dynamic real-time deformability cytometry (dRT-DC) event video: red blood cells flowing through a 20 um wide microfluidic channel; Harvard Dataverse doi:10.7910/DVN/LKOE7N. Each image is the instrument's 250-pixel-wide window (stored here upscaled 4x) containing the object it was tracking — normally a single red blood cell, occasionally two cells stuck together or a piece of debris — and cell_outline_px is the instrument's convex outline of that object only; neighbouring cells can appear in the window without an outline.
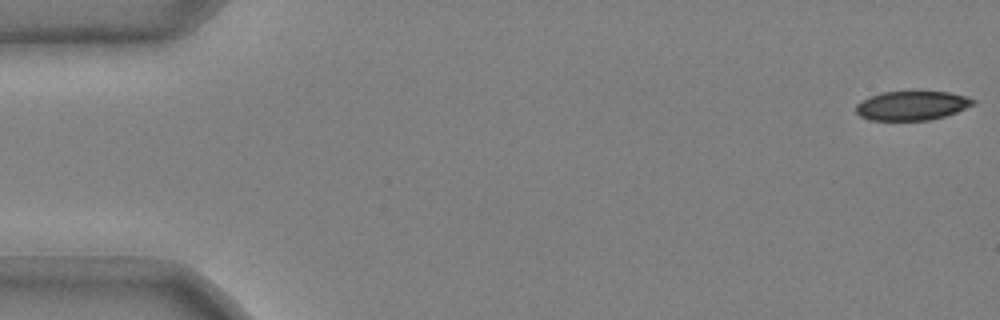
{"species": "common noctule bat (a hibernating species)", "species_latin": "Nyctalus noctula", "temperature_condition": "cold", "stored_images_in_passage": 48, "camera_frame_rate_fps": 3000, "um_per_image_px": 0.085, "animal": {"sex": "male", "body_mass_g": 20.4}, "frame": {"image": 1, "passage_image": 1, "time_ms": 0.0, "image_size_px": [1000, 320], "cell_outline_px": [[976, 104], [956, 112], [944, 116], [928, 120], [868, 120], [860, 116], [856, 112], [856, 104], [872, 96], [884, 92], [948, 92], [964, 96], [976, 100]], "centroid_in_image_um": [77.52, 8.99], "position_along_channel_um": 7.5, "area_um2": 19.65}}
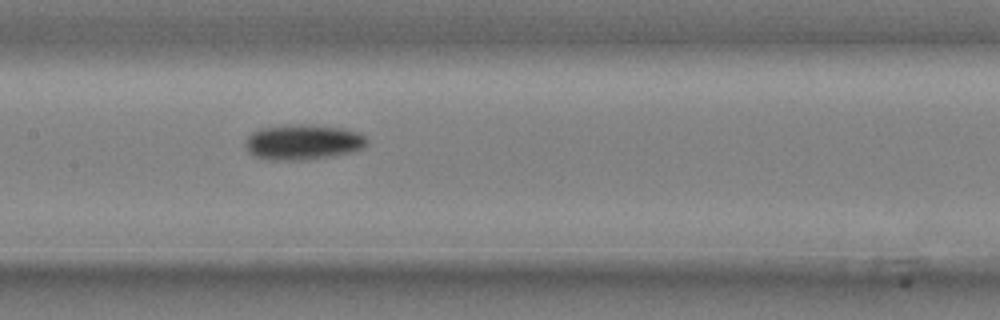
{"frame": {"image": 2, "passage_image": 26, "time_ms": 8.333, "image_size_px": [1000, 320], "cell_outline_px": [[368, 144], [364, 148], [352, 152], [332, 156], [308, 160], [268, 160], [256, 156], [248, 152], [244, 144], [248, 136], [252, 132], [260, 128], [284, 124], [308, 124], [344, 128], [360, 132], [368, 140]], "centroid_in_image_um": [25.77, 12.07], "position_along_channel_um": 181.6, "area_um2": 25.55}}
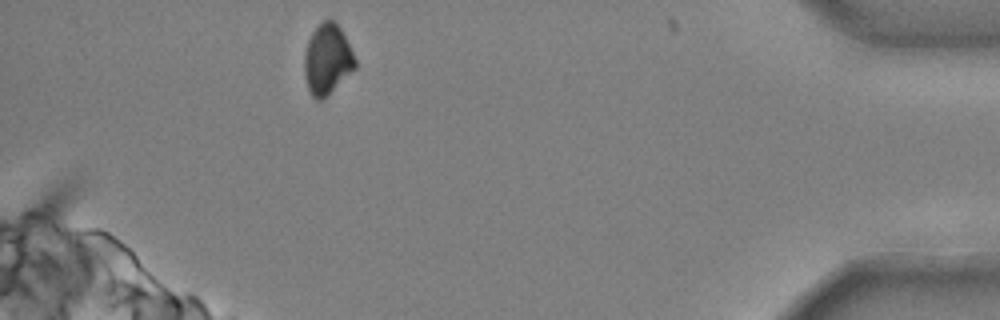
{"frame": {"image": 3, "passage_image": 48, "time_ms": 15.667, "image_size_px": [1000, 320], "cell_outline_px": [[356, 68], [320, 100], [316, 100], [312, 96], [308, 88], [304, 72], [304, 52], [308, 40], [312, 32], [324, 20], [332, 20], [340, 28], [356, 60]], "centroid_in_image_um": [27.8, 5.04], "position_along_channel_um": 407.4, "area_um2": 20.29}, "authors_computed_cell_mechanics": {"area_um2": 22.8021, "velocity_mm_per_s": 3.7149, "shape_relaxation_time_tau1_ms": 3.3016, "shape_relaxation_time_tau2_ms": null, "deformation_change_tau1": 0.115, "deformation_change_tau2": null}}